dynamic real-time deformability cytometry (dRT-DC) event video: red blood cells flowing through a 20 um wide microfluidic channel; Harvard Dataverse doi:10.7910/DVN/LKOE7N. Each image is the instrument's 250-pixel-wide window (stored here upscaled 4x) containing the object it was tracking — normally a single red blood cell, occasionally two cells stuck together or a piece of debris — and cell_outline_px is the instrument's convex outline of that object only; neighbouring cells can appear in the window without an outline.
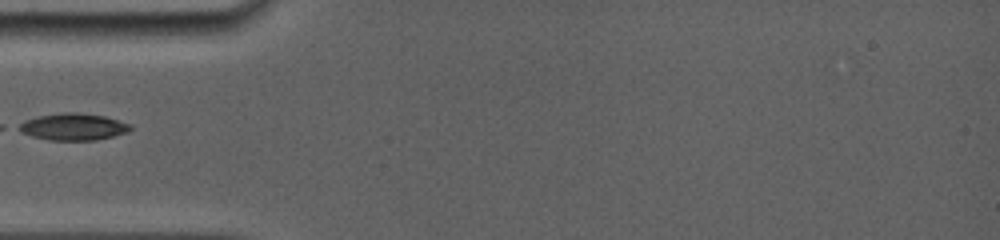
{"species": "common noctule bat (a hibernating species)", "species_latin": "Nyctalus noctula", "temperature_condition": "room temperature", "stored_images_in_passage": 3, "camera_frame_rate_fps": 5000, "um_per_image_px": 0.085, "animal": {"sex": "female", "body_mass_g": 19.0, "forearm_length_mm": 56.7}, "frame": {"image": 1, "passage_image": 1, "time_ms": 0.0, "image_size_px": [1000, 240], "cell_outline_px": [[132, 128], [128, 132], [96, 140], [48, 140], [32, 136], [20, 132], [12, 128], [16, 124], [24, 120], [36, 116], [64, 112], [80, 112], [104, 116], [132, 124]], "centroid_in_image_um": [6.15, 10.77], "position_along_channel_um": 78.9, "area_um2": 17.86}}
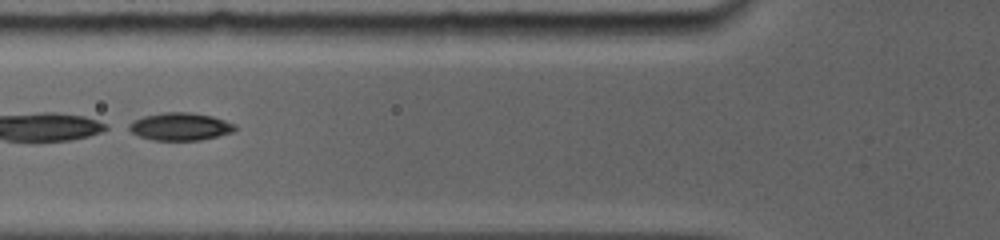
{"frame": {"image": 2, "passage_image": 2, "time_ms": 0.8, "image_size_px": [1000, 240], "cell_outline_px": [[236, 128], [232, 132], [200, 140], [152, 140], [136, 136], [124, 128], [124, 124], [132, 120], [144, 116], [164, 112], [192, 112], [212, 116], [236, 124]], "centroid_in_image_um": [15.2, 10.75], "position_along_channel_um": 110.6, "area_um2": 17.46}}